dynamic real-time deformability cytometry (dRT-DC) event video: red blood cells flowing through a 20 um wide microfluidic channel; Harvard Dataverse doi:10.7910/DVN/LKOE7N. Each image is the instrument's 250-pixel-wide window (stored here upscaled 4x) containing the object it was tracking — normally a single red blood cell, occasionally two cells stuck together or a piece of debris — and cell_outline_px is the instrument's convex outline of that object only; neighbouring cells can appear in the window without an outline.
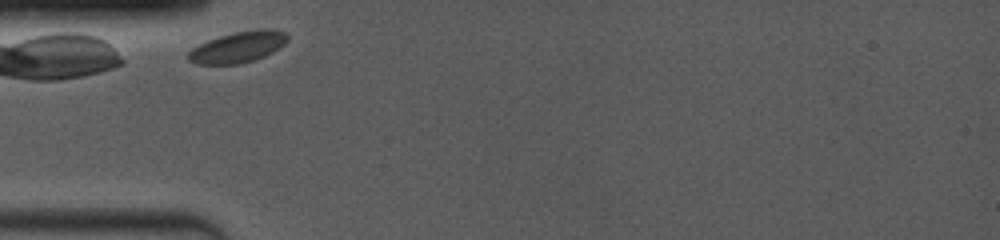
{"species": "common noctule bat (a hibernating species)", "species_latin": "Nyctalus noctula", "temperature_condition": "room temperature", "stored_images_in_passage": 11, "camera_frame_rate_fps": 4000, "um_per_image_px": 0.085, "animal": {"sex": "female", "body_mass_g": 19.0, "forearm_length_mm": 53.3}, "frame": {"image": 1, "passage_image": 1, "time_ms": 0.0, "image_size_px": [1000, 240], "cell_outline_px": [[288, 40], [280, 48], [264, 56], [240, 64], [196, 64], [188, 60], [184, 56], [192, 48], [208, 40], [220, 36], [236, 32], [256, 28], [272, 28], [284, 32], [288, 36]], "centroid_in_image_um": [20.23, 3.99], "position_along_channel_um": 64.8, "area_um2": 18.09}}
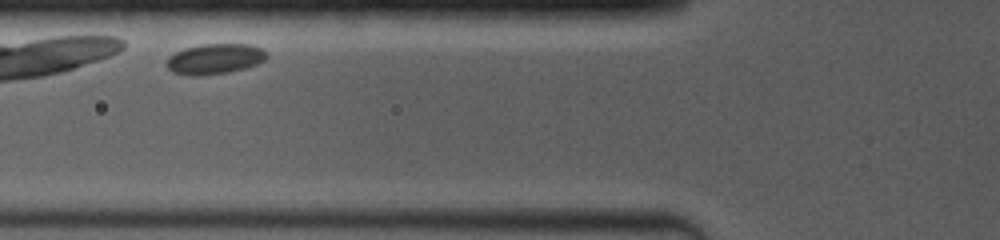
{"frame": {"image": 2, "passage_image": 7, "time_ms": 1.25, "image_size_px": [1000, 240], "cell_outline_px": [[268, 56], [264, 60], [256, 64], [244, 68], [228, 72], [196, 76], [192, 76], [172, 72], [164, 64], [168, 56], [184, 48], [200, 44], [248, 44], [260, 48], [268, 52]], "centroid_in_image_um": [18.22, 5.0], "position_along_channel_um": 107.6, "area_um2": 17.8}}
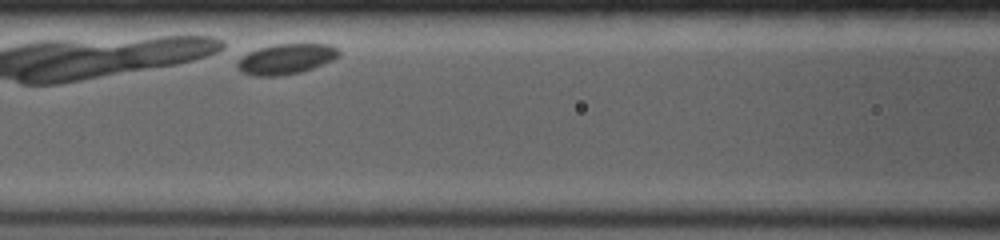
{"frame": {"image": 3, "passage_image": 11, "time_ms": 2.25, "image_size_px": [1000, 240], "cell_outline_px": [[340, 56], [324, 64], [300, 72], [280, 76], [256, 76], [240, 72], [236, 68], [236, 64], [240, 56], [248, 52], [272, 44], [328, 44], [336, 48], [340, 52]], "centroid_in_image_um": [24.27, 5.02], "position_along_channel_um": 142.3, "area_um2": 18.09}}